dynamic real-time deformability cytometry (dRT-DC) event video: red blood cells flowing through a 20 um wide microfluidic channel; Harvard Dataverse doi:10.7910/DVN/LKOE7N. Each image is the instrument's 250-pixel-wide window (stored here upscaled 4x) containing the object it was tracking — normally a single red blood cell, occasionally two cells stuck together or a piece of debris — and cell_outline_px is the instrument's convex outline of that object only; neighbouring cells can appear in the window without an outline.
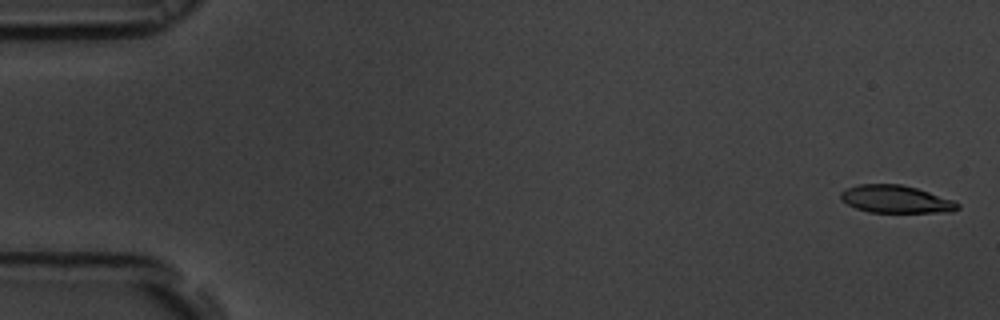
{"species": "common noctule bat (a hibernating species)", "species_latin": "Nyctalus noctula", "temperature_condition": "room temperature", "stored_images_in_passage": 55, "camera_frame_rate_fps": 3000, "um_per_image_px": 0.085, "animal": {"sex": "male", "body_mass_g": 19.5, "forearm_length_mm": 54.6}, "frame": {"image": 1, "passage_image": 2, "time_ms": 0.333, "image_size_px": [1000, 320], "cell_outline_px": [[960, 208], [952, 212], [868, 212], [856, 208], [840, 200], [840, 192], [856, 184], [900, 184], [916, 188], [952, 200], [960, 204]], "centroid_in_image_um": [76.12, 16.93], "position_along_channel_um": 8.9, "area_um2": 18.73}}
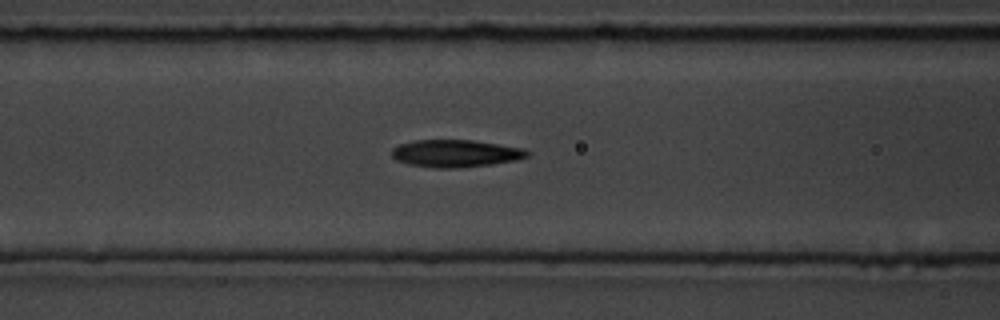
{"frame": {"image": 2, "passage_image": 23, "time_ms": 7.333, "image_size_px": [1000, 320], "cell_outline_px": [[528, 156], [516, 160], [492, 164], [456, 168], [436, 168], [408, 164], [396, 160], [392, 156], [392, 148], [400, 144], [416, 140], [472, 140], [524, 148], [528, 152]], "centroid_in_image_um": [38.71, 13.04], "position_along_channel_um": 127.9, "area_um2": 21.5}}
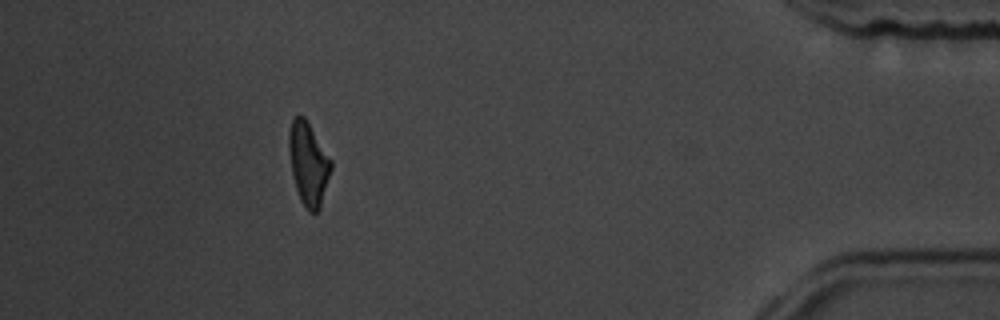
{"frame": {"image": 3, "passage_image": 50, "time_ms": 16.333, "image_size_px": [1000, 320], "cell_outline_px": [[332, 168], [320, 208], [316, 212], [308, 212], [300, 200], [296, 188], [292, 172], [288, 148], [288, 132], [292, 120], [296, 116], [304, 116], [332, 160]], "centroid_in_image_um": [26.21, 13.92], "position_along_channel_um": 409.0, "area_um2": 20.29}, "authors_computed_cell_mechanics": {"area_um2": 20.8658, "velocity_mm_per_s": 3.731, "shape_relaxation_time_tau1_ms": 4.6423, "shape_relaxation_time_tau2_ms": 2.8765, "deformation_change_tau1": 0.1575, "deformation_change_tau2": 0.1158}}